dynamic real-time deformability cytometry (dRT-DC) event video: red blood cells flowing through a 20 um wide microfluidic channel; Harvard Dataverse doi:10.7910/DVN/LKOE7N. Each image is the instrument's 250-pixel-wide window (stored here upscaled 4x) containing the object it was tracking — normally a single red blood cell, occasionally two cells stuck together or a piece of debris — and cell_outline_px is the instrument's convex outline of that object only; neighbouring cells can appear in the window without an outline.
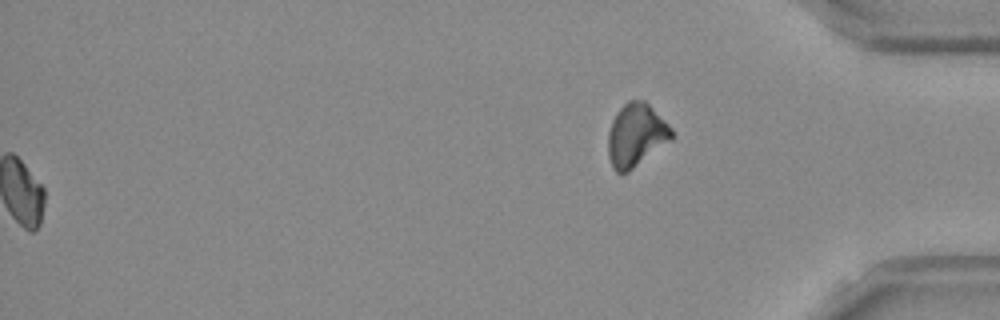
{"species": "Egyptian fruit bat (a non-hibernating species)", "species_latin": "Rousettus aegyptiacus", "temperature_condition": "room temperature", "stored_images_in_passage": 54, "segment_of_instrument_passage": [2, 2], "camera_frame_rate_fps": 3000, "um_per_image_px": 0.085, "frame": {"image": 1, "passage_image": 54, "time_ms": 17.667, "image_size_px": [1000, 320], "cell_outline_px": [[676, 136], [672, 140], [628, 172], [616, 172], [612, 168], [608, 156], [608, 132], [612, 120], [616, 112], [628, 100], [644, 100], [672, 128]], "centroid_in_image_um": [54.07, 11.5], "position_along_channel_um": 381.1, "area_um2": 23.47}}